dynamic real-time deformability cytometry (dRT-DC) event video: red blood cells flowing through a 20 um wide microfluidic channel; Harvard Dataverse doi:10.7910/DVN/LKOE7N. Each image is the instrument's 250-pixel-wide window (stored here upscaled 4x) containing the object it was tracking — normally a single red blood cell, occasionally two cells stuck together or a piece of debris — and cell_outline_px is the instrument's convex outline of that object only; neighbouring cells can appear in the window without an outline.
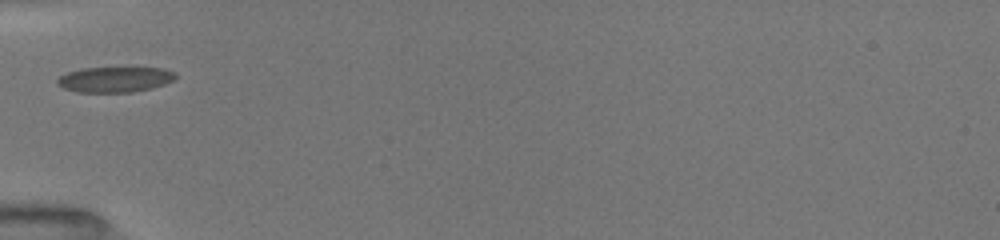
{"species": "common noctule bat (a hibernating species)", "species_latin": "Nyctalus noctula", "temperature_condition": "room temperature", "stored_images_in_passage": 6, "camera_frame_rate_fps": 3000, "um_per_image_px": 0.085, "animal": {"sex": "female", "body_mass_g": 19.5, "forearm_length_mm": 54.1}, "frame": {"image": 1, "passage_image": 1, "time_ms": 0.0, "image_size_px": [1000, 240], "cell_outline_px": [[176, 76], [172, 80], [164, 84], [152, 88], [132, 92], [76, 92], [64, 88], [56, 84], [56, 80], [60, 76], [68, 72], [84, 68], [160, 68], [176, 72]], "centroid_in_image_um": [9.74, 6.76], "position_along_channel_um": 75.3, "area_um2": 17.4}}